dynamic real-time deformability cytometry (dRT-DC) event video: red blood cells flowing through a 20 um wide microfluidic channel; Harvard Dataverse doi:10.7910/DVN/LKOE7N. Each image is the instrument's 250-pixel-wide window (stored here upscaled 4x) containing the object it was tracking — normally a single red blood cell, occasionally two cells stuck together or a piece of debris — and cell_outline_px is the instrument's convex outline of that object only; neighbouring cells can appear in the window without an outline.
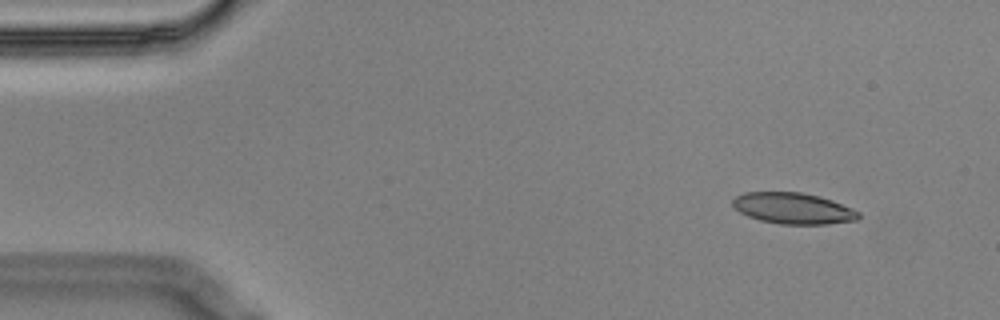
{"species": "Egyptian fruit bat (a non-hibernating species)", "species_latin": "Rousettus aegyptiacus", "temperature_condition": "cold", "stored_images_in_passage": 5, "camera_frame_rate_fps": 3000, "um_per_image_px": 0.085, "animal": {"sex": "male"}, "frame": {"image": 1, "passage_image": 1, "time_ms": 0.0, "image_size_px": [1000, 320], "cell_outline_px": [[860, 216], [856, 220], [828, 224], [780, 224], [760, 220], [748, 216], [740, 212], [732, 204], [732, 200], [736, 196], [744, 192], [800, 192], [820, 196], [832, 200], [852, 208], [860, 212]], "centroid_in_image_um": [67.43, 17.7], "position_along_channel_um": 17.6, "area_um2": 22.83}}
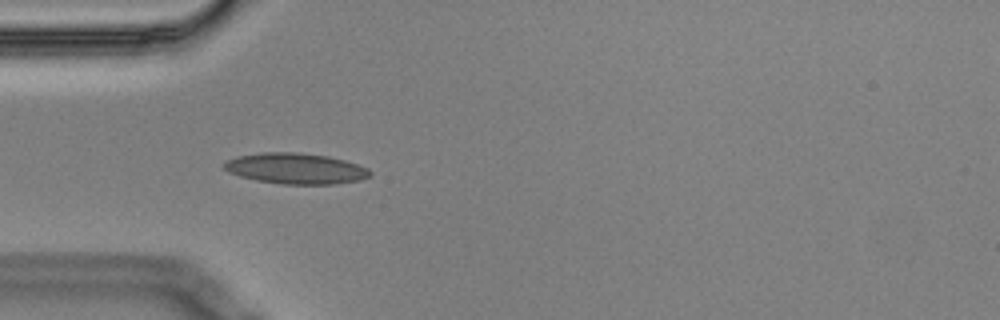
{"frame": {"image": 2, "passage_image": 4, "time_ms": 1.0, "image_size_px": [1000, 320], "cell_outline_px": [[372, 172], [368, 176], [360, 180], [332, 184], [280, 184], [256, 180], [240, 176], [228, 172], [224, 168], [224, 164], [228, 160], [236, 156], [264, 152], [300, 152], [328, 156], [344, 160], [368, 168]], "centroid_in_image_um": [25.12, 14.32], "position_along_channel_um": 59.9, "area_um2": 26.13}}
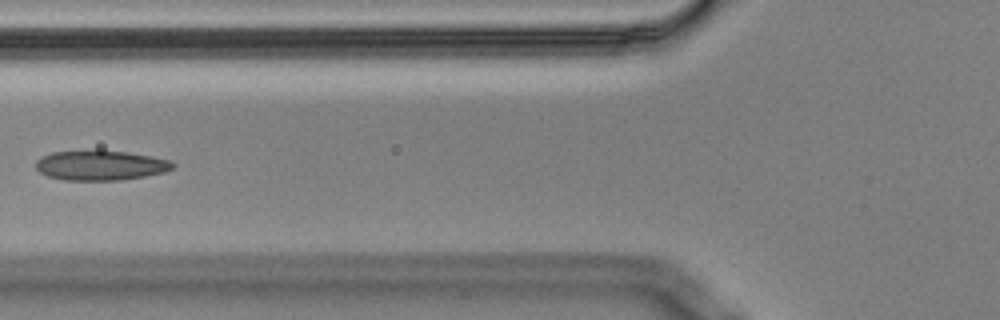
{"frame": {"image": 3, "passage_image": 5, "time_ms": 1.333, "image_size_px": [1000, 320], "cell_outline_px": [[176, 164], [172, 168], [164, 172], [144, 176], [120, 180], [64, 180], [48, 176], [40, 172], [36, 168], [36, 160], [40, 156], [52, 152], [124, 152], [172, 160]], "centroid_in_image_um": [8.54, 14.08], "position_along_channel_um": 117.3, "area_um2": 23.24}}